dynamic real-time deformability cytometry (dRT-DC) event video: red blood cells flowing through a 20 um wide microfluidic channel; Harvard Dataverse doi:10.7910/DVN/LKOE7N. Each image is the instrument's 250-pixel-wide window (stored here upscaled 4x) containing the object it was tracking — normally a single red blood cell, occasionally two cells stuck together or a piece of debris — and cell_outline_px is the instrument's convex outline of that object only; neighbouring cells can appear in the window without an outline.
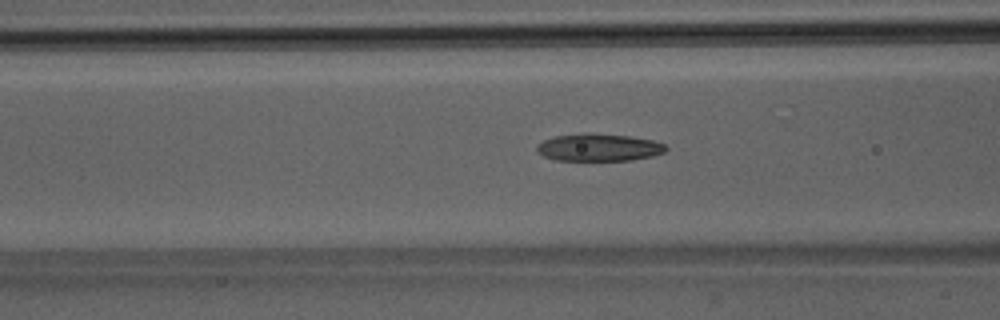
{"species": "Egyptian fruit bat (a non-hibernating species)", "species_latin": "Rousettus aegyptiacus", "temperature_condition": "room temperature", "stored_images_in_passage": 47, "camera_frame_rate_fps": 3000, "um_per_image_px": 0.085, "animal": {"sex": "male"}, "frame": {"image": 1, "passage_image": 19, "time_ms": 6.0, "image_size_px": [1000, 320], "cell_outline_px": [[668, 148], [664, 152], [652, 156], [632, 160], [556, 160], [544, 156], [536, 152], [536, 144], [544, 140], [556, 136], [628, 136], [652, 140], [664, 144]], "centroid_in_image_um": [50.91, 12.58], "position_along_channel_um": 115.7, "area_um2": 19.59}}
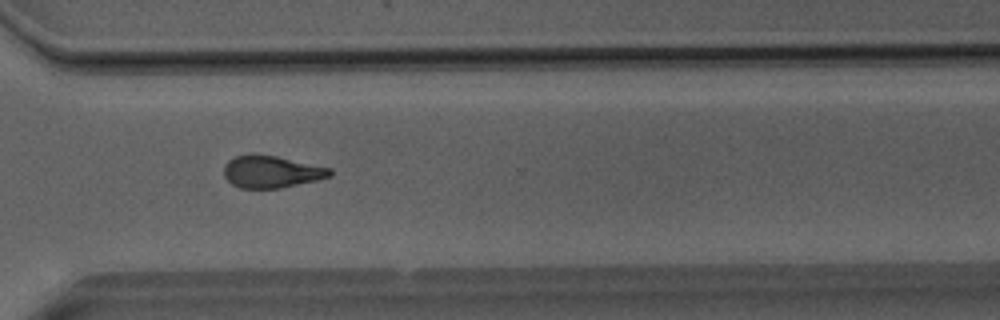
{"frame": {"image": 2, "passage_image": 36, "time_ms": 11.667, "image_size_px": [1000, 320], "cell_outline_px": [[332, 176], [316, 180], [280, 188], [240, 188], [232, 184], [224, 176], [224, 164], [228, 160], [236, 156], [252, 152], [256, 152], [276, 156], [332, 168]], "centroid_in_image_um": [23.05, 14.57], "position_along_channel_um": 347.6, "area_um2": 20.11}}
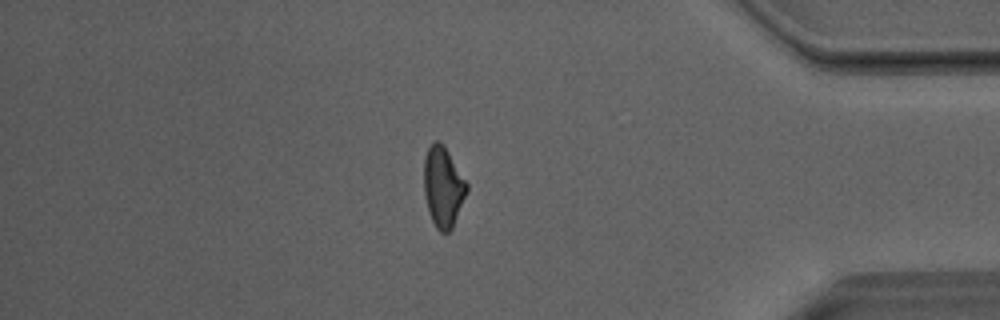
{"frame": {"image": 3, "passage_image": 42, "time_ms": 13.667, "image_size_px": [1000, 320], "cell_outline_px": [[468, 192], [452, 228], [448, 232], [440, 232], [436, 228], [428, 212], [424, 192], [424, 156], [432, 140], [440, 140], [444, 144], [468, 184]], "centroid_in_image_um": [37.66, 15.85], "position_along_channel_um": 397.5, "area_um2": 20.35}, "authors_computed_cell_mechanics": {"area_um2": 20.5768, "velocity_mm_per_s": 4.0906, "shape_relaxation_time_tau1_ms": 6.8498, "shape_relaxation_time_tau2_ms": 2.0846, "deformation_change_tau1": 0.1953, "deformation_change_tau2": 0.1065}}